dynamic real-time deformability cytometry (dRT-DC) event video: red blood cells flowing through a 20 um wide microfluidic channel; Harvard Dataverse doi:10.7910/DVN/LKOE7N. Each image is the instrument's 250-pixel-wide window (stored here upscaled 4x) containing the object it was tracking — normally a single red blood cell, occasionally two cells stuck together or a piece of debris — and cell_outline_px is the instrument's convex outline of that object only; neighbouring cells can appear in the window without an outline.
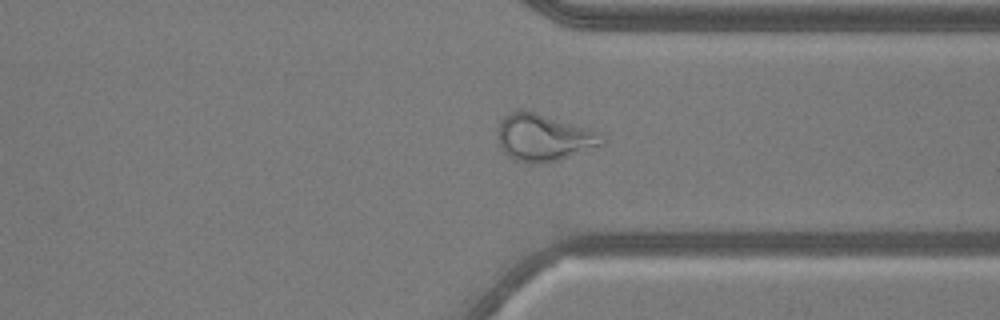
{"species": "common noctule bat (a hibernating species)", "species_latin": "Nyctalus noctula", "temperature_condition": "warm", "stored_images_in_passage": 47, "camera_frame_rate_fps": 3000, "um_per_image_px": 0.085, "animal": {"sex": "male", "body_mass_g": 20.5, "forearm_length_mm": 52.5}, "frame": {"image": 1, "passage_image": 40, "time_ms": 13.0, "image_size_px": [1000, 320], "cell_outline_px": [[604, 144], [560, 160], [532, 164], [516, 160], [508, 156], [500, 148], [496, 136], [496, 132], [500, 120], [508, 112], [536, 112], [588, 128], [600, 132], [604, 136]], "centroid_in_image_um": [46.19, 11.7], "position_along_channel_um": 365.2, "area_um2": 28.61}}